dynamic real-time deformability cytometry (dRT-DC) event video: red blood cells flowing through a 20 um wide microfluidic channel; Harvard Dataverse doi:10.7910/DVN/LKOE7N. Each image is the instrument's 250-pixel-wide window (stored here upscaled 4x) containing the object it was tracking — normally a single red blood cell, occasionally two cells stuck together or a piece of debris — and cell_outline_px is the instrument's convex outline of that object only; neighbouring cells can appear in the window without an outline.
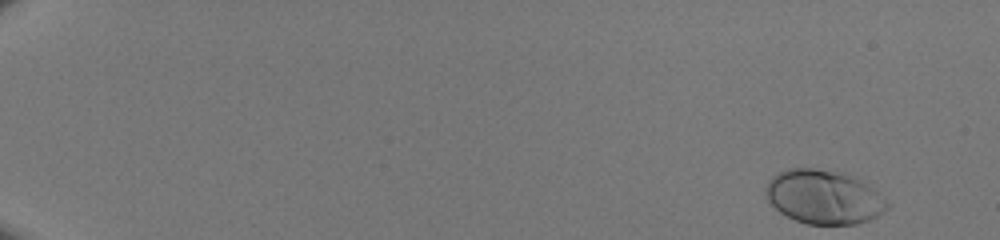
{"species": "human", "species_latin": "Homo sapiens", "temperature_condition": "room temperature", "stored_images_in_passage": 48, "camera_frame_rate_fps": 3000, "um_per_image_px": 0.085, "donor": {"sex": "male"}, "frame": {"image": 1, "passage_image": 1, "time_ms": 0.0, "image_size_px": [1000, 240], "cell_outline_px": [[892, 204], [888, 208], [876, 216], [868, 220], [856, 224], [808, 224], [796, 220], [780, 212], [768, 200], [764, 188], [772, 176], [788, 168], [812, 168], [832, 172], [848, 176], [872, 188]], "centroid_in_image_um": [70.0, 16.76], "position_along_channel_um": 15.0, "area_um2": 37.45}}
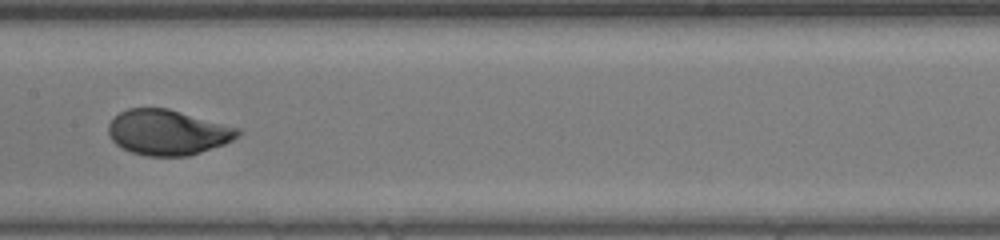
{"frame": {"image": 2, "passage_image": 27, "time_ms": 8.667, "image_size_px": [1000, 240], "cell_outline_px": [[240, 132], [232, 140], [224, 144], [188, 156], [148, 156], [132, 152], [116, 144], [112, 140], [108, 132], [108, 124], [120, 112], [128, 108], [168, 108], [240, 128]], "centroid_in_image_um": [14.25, 11.24], "position_along_channel_um": 193.2, "area_um2": 33.93}}
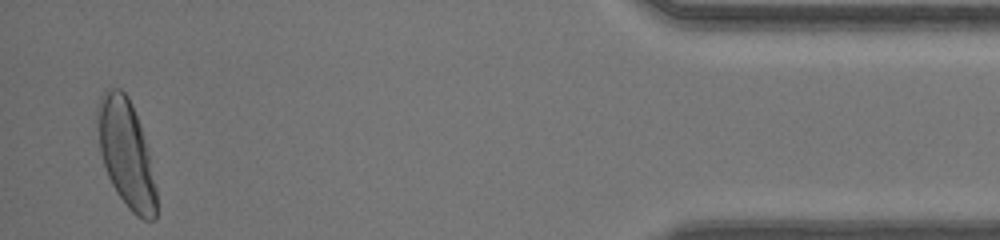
{"frame": {"image": 3, "passage_image": 47, "time_ms": 15.333, "image_size_px": [1000, 240], "cell_outline_px": [[156, 220], [144, 220], [136, 216], [128, 208], [116, 192], [108, 176], [100, 152], [96, 116], [96, 104], [100, 96], [108, 88], [120, 88], [128, 96], [132, 104], [140, 124], [148, 152], [156, 188]], "centroid_in_image_um": [10.7, 13.03], "position_along_channel_um": 424.5, "area_um2": 36.82}}